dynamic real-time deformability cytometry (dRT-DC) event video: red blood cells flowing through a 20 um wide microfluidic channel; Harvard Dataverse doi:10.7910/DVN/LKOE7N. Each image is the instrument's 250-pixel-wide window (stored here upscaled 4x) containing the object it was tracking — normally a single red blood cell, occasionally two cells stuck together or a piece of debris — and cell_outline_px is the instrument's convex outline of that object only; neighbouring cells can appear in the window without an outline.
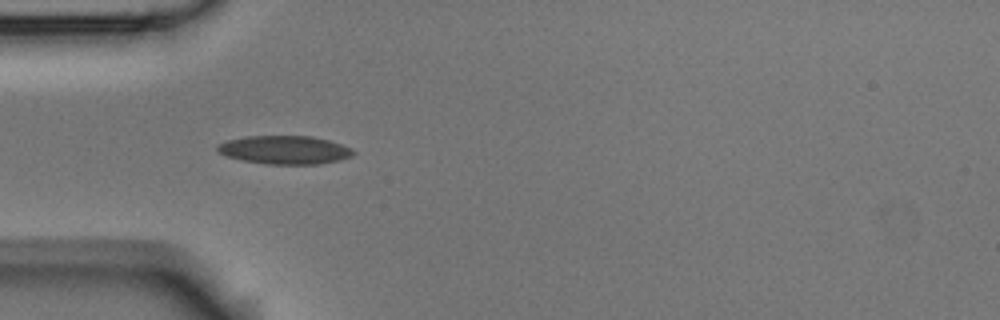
{"species": "Egyptian fruit bat (a non-hibernating species)", "species_latin": "Rousettus aegyptiacus", "temperature_condition": "room temperature", "stored_images_in_passage": 3, "camera_frame_rate_fps": 3000, "um_per_image_px": 0.085, "animal": {"sex": "male"}, "frame": {"image": 1, "passage_image": 2, "time_ms": 1.333, "image_size_px": [1000, 320], "cell_outline_px": [[356, 152], [352, 156], [340, 160], [320, 164], [264, 164], [224, 156], [216, 152], [216, 144], [228, 140], [244, 136], [312, 136], [328, 140], [352, 148]], "centroid_in_image_um": [24.17, 12.74], "position_along_channel_um": 60.8, "area_um2": 22.72}}
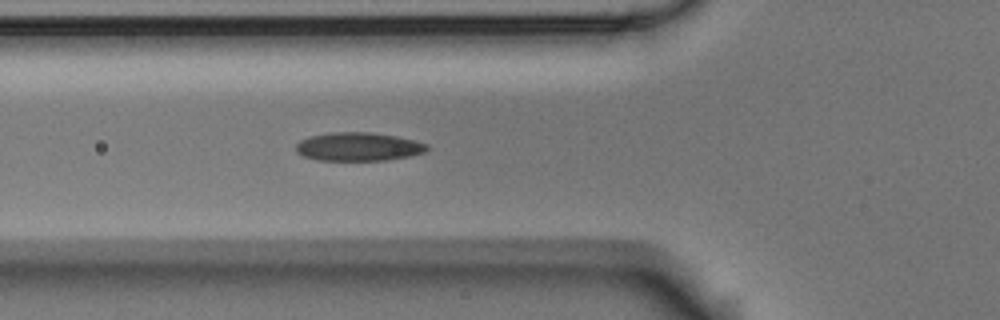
{"frame": {"image": 2, "passage_image": 3, "time_ms": 2.333, "image_size_px": [1000, 320], "cell_outline_px": [[432, 148], [424, 152], [408, 156], [388, 160], [316, 160], [304, 156], [296, 152], [296, 144], [300, 140], [308, 136], [332, 132], [372, 132], [396, 136], [416, 140], [428, 144]], "centroid_in_image_um": [30.48, 12.46], "position_along_channel_um": 95.3, "area_um2": 21.96}}